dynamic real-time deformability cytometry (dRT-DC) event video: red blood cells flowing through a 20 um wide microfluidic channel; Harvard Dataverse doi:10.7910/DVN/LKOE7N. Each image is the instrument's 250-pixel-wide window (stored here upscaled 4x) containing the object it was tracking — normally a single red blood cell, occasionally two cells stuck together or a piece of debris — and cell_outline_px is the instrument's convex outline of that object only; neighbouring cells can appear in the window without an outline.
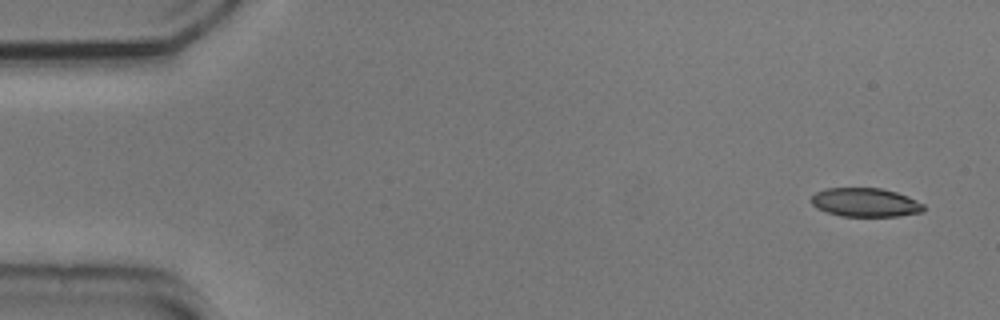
{"species": "common noctule bat (a hibernating species)", "species_latin": "Nyctalus noctula", "temperature_condition": "cold", "stored_images_in_passage": 51, "camera_frame_rate_fps": 3000, "um_per_image_px": 0.085, "animal": {"sex": "male", "body_mass_g": 20.5, "forearm_length_mm": 52.5}, "frame": {"image": 1, "passage_image": 2, "time_ms": 0.333, "image_size_px": [1000, 320], "cell_outline_px": [[924, 212], [900, 216], [840, 216], [816, 208], [812, 204], [812, 196], [816, 192], [824, 188], [880, 188], [896, 192], [908, 196], [924, 204]], "centroid_in_image_um": [73.57, 17.21], "position_along_channel_um": 11.4, "area_um2": 18.9}}
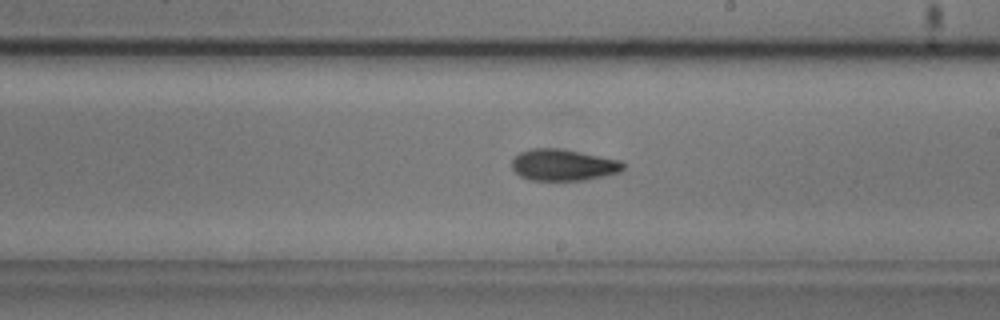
{"frame": {"image": 2, "passage_image": 30, "time_ms": 9.667, "image_size_px": [1000, 320], "cell_outline_px": [[624, 168], [620, 172], [588, 180], [528, 180], [520, 176], [512, 168], [512, 160], [520, 152], [528, 148], [560, 148], [620, 160], [624, 164]], "centroid_in_image_um": [47.87, 14.02], "position_along_channel_um": 241.1, "area_um2": 20.52}}
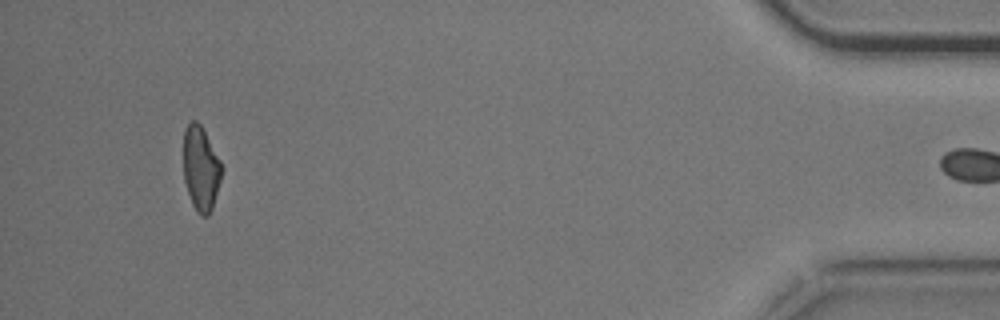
{"frame": {"image": 3, "passage_image": 50, "time_ms": 16.333, "image_size_px": [1000, 320], "cell_outline_px": [[220, 180], [212, 208], [208, 216], [200, 216], [196, 212], [192, 204], [184, 180], [184, 128], [192, 120], [196, 120], [200, 124], [220, 160]], "centroid_in_image_um": [17.04, 14.33], "position_along_channel_um": 418.2, "area_um2": 18.44}}